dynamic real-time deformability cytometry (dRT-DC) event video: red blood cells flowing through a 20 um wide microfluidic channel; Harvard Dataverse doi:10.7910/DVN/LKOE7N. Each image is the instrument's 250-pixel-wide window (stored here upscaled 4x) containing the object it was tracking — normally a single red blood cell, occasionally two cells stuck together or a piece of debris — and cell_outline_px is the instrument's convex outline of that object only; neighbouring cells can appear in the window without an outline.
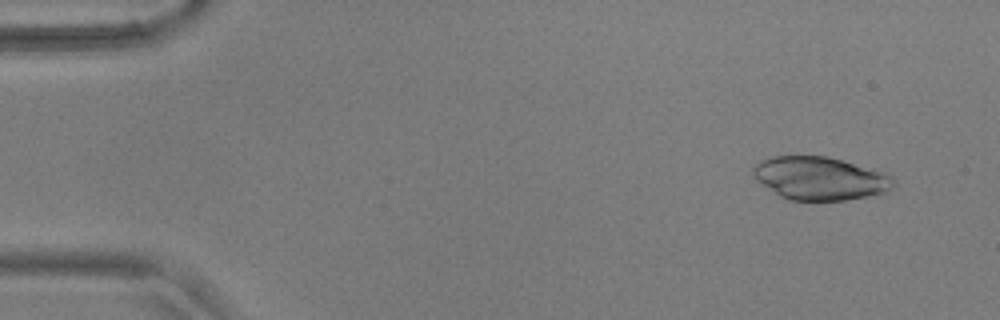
{"species": "common noctule bat (a hibernating species)", "species_latin": "Nyctalus noctula", "temperature_condition": "warm", "stored_images_in_passage": 54, "camera_frame_rate_fps": 3000, "um_per_image_px": 0.085, "animal": {"sex": "male", "body_mass_g": 17.9, "forearm_length_mm": 54.2}, "frame": {"image": 1, "passage_image": 4, "time_ms": 1.0, "image_size_px": [1000, 320], "cell_outline_px": [[896, 184], [892, 188], [884, 192], [844, 200], [788, 200], [780, 196], [756, 180], [752, 172], [752, 168], [760, 160], [772, 156], [828, 156], [884, 172], [892, 176]], "centroid_in_image_um": [69.67, 15.15], "position_along_channel_um": 15.3, "area_um2": 35.14}}